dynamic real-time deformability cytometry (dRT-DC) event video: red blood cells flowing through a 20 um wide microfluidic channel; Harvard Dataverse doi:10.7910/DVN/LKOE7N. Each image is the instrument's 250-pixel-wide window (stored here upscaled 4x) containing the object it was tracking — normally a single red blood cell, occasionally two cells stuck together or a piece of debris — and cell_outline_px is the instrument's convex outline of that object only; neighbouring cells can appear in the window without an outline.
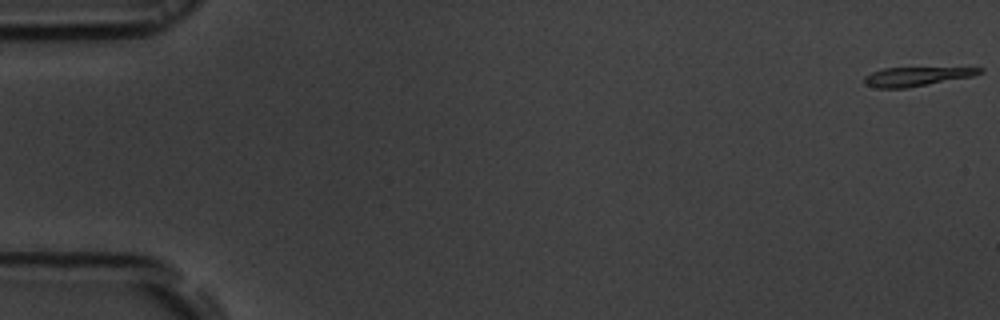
{"species": "common noctule bat (a hibernating species)", "species_latin": "Nyctalus noctula", "temperature_condition": "room temperature", "stored_images_in_passage": 14, "camera_frame_rate_fps": 3000, "um_per_image_px": 0.085, "animal": {"sex": "male", "body_mass_g": 19.5, "forearm_length_mm": 54.6}, "frame": {"image": 1, "passage_image": 1, "time_ms": 0.0, "image_size_px": [1000, 320], "cell_outline_px": [[984, 72], [972, 76], [908, 88], [876, 88], [864, 84], [864, 76], [872, 72], [884, 68], [984, 68]], "centroid_in_image_um": [77.85, 6.51], "position_along_channel_um": 7.1, "area_um2": 12.66}}
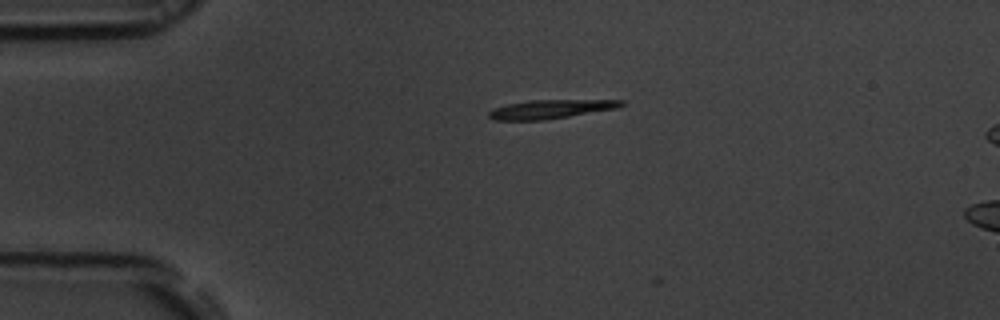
{"frame": {"image": 2, "passage_image": 13, "time_ms": 4.0, "image_size_px": [1000, 320], "cell_outline_px": [[624, 104], [616, 108], [544, 120], [492, 120], [488, 116], [488, 112], [496, 108], [508, 104], [528, 100], [624, 100]], "centroid_in_image_um": [46.77, 9.27], "position_along_channel_um": 38.2, "area_um2": 14.28}}